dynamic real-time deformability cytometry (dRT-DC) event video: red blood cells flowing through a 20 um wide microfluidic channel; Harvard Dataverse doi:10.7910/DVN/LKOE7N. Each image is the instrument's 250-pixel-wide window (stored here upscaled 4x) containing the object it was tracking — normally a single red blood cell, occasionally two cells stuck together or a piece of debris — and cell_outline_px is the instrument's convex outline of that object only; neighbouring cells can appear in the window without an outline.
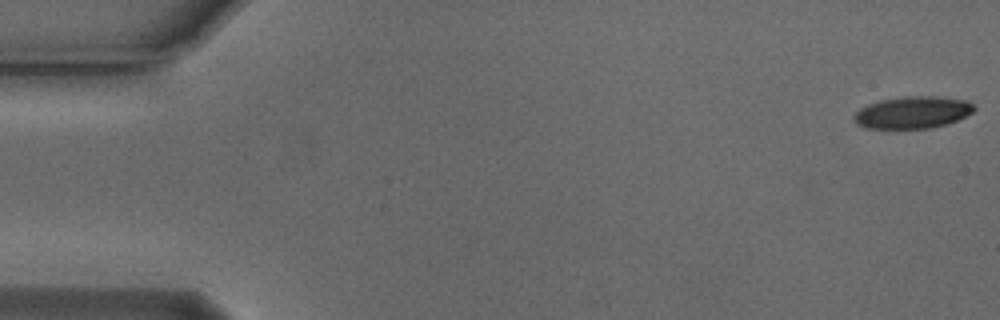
{"species": "Egyptian fruit bat (a non-hibernating species)", "species_latin": "Rousettus aegyptiacus", "temperature_condition": "cold", "stored_images_in_passage": 54, "camera_frame_rate_fps": 3000, "um_per_image_px": 0.085, "animal": {"sex": "male"}, "frame": {"image": 1, "passage_image": 1, "time_ms": 0.0, "image_size_px": [1000, 320], "cell_outline_px": [[976, 108], [972, 112], [948, 124], [928, 128], [868, 128], [856, 124], [852, 116], [860, 108], [868, 104], [884, 100], [908, 96], [936, 96], [968, 100]], "centroid_in_image_um": [77.58, 9.55], "position_along_channel_um": 7.4, "area_um2": 22.25}}
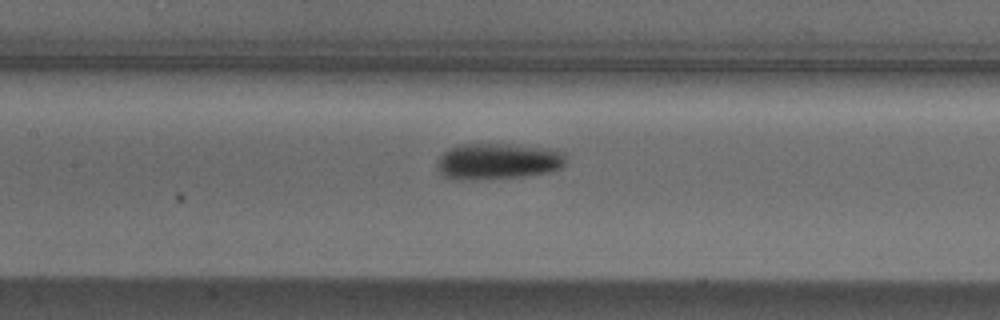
{"frame": {"image": 2, "passage_image": 25, "time_ms": 8.0, "image_size_px": [1000, 320], "cell_outline_px": [[564, 164], [560, 168], [548, 172], [528, 176], [456, 180], [444, 176], [440, 172], [436, 164], [436, 160], [448, 148], [460, 144], [504, 144], [548, 148], [564, 152]], "centroid_in_image_um": [42.28, 13.7], "position_along_channel_um": 165.1, "area_um2": 27.05}}
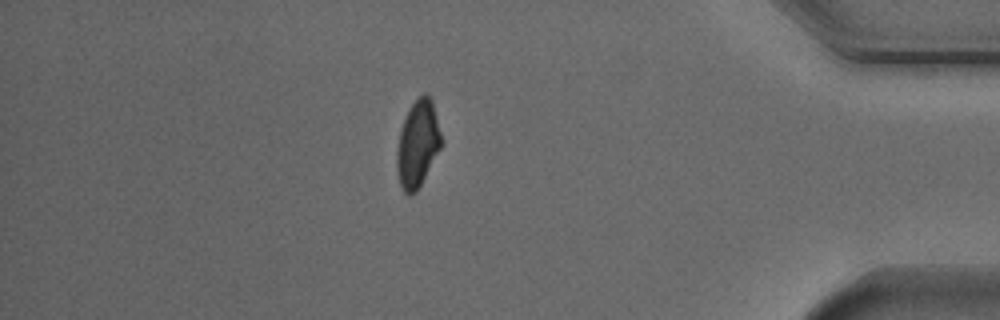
{"frame": {"image": 3, "passage_image": 47, "time_ms": 15.333, "image_size_px": [1000, 320], "cell_outline_px": [[440, 148], [416, 192], [412, 196], [408, 196], [400, 188], [396, 172], [396, 152], [400, 128], [404, 116], [408, 108], [424, 92], [428, 92], [432, 100], [440, 132]], "centroid_in_image_um": [35.45, 12.24], "position_along_channel_um": 399.8, "area_um2": 22.54}, "authors_computed_cell_mechanics": {"area_um2": 23.8136, "velocity_mm_per_s": 3.7602, "shape_relaxation_time_tau1_ms": 2.5508, "shape_relaxation_time_tau2_ms": null, "deformation_change_tau1": 0.1167, "deformation_change_tau2": null}}